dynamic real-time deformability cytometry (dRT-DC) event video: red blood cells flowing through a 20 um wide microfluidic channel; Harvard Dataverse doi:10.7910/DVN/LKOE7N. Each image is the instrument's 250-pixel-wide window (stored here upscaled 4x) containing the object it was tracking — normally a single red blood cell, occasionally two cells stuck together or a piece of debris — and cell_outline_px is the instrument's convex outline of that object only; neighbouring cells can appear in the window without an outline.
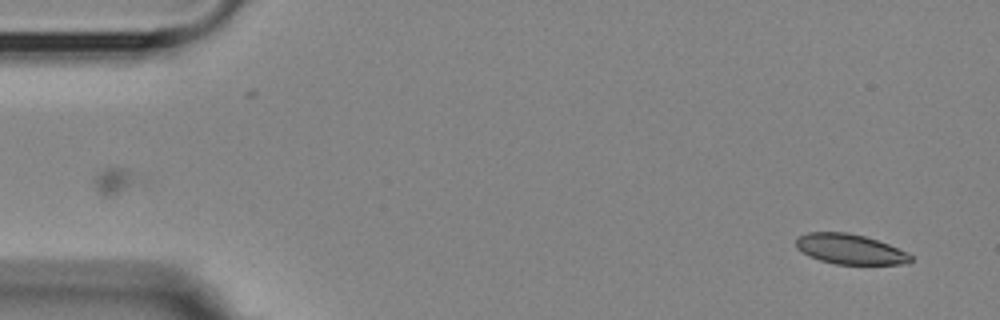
{"species": "Egyptian fruit bat (a non-hibernating species)", "species_latin": "Rousettus aegyptiacus", "temperature_condition": "room temperature", "stored_images_in_passage": 4, "camera_frame_rate_fps": 3000, "um_per_image_px": 0.085, "animal": {"sex": "female"}, "frame": {"image": 1, "passage_image": 4, "time_ms": 3.333, "image_size_px": [1000, 320], "cell_outline_px": [[912, 260], [900, 264], [836, 264], [820, 260], [808, 256], [796, 248], [796, 240], [800, 236], [808, 232], [848, 232], [864, 236], [888, 244], [908, 252], [912, 256]], "centroid_in_image_um": [72.23, 21.17], "position_along_channel_um": 12.8, "area_um2": 20.0}}